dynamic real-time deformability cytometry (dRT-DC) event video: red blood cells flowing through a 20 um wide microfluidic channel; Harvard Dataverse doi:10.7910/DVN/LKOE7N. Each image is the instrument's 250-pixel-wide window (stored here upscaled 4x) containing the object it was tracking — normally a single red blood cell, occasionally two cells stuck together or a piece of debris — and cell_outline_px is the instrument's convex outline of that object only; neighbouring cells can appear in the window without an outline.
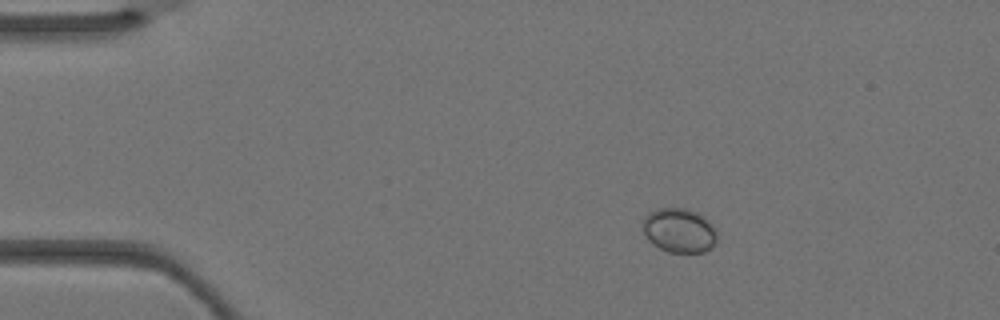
{"species": "Egyptian fruit bat (a non-hibernating species)", "species_latin": "Rousettus aegyptiacus", "temperature_condition": "warm", "stored_images_in_passage": 2, "camera_frame_rate_fps": 3000, "um_per_image_px": 0.085, "animal": {"sex": "female"}, "frame": {"image": 1, "passage_image": 1, "time_ms": 0.0, "image_size_px": [1000, 320], "cell_outline_px": [[716, 240], [712, 248], [704, 252], [668, 252], [652, 244], [648, 240], [640, 224], [644, 216], [648, 212], [660, 208], [688, 208], [700, 212], [708, 220], [716, 232]], "centroid_in_image_um": [57.7, 19.57], "position_along_channel_um": 27.3, "area_um2": 19.54}}